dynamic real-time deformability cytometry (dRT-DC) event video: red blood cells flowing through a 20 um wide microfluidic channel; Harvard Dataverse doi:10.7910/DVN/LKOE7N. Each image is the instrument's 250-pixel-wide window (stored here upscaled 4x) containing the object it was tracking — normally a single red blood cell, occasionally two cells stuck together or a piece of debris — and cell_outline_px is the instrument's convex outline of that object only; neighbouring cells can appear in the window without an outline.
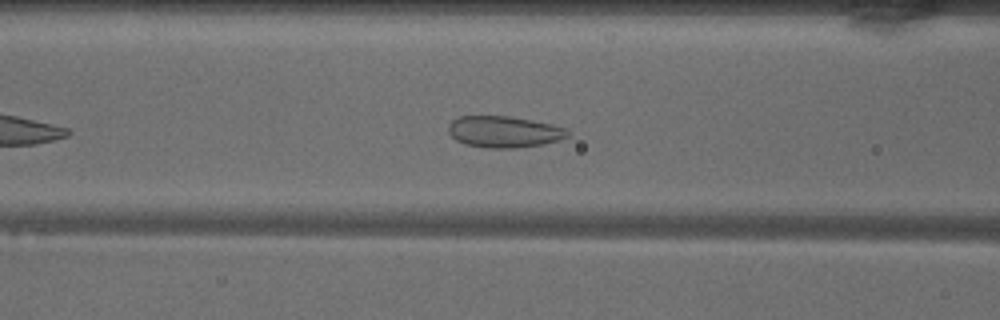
{"species": "common noctule bat (a hibernating species)", "species_latin": "Nyctalus noctula", "temperature_condition": "warm", "stored_images_in_passage": 32, "camera_frame_rate_fps": 3000, "um_per_image_px": 0.085, "animal": {"sex": "male", "body_mass_g": 18.8}, "frame": {"image": 1, "passage_image": 11, "time_ms": 3.333, "image_size_px": [1000, 320], "cell_outline_px": [[568, 136], [560, 140], [544, 144], [516, 148], [488, 148], [464, 144], [456, 140], [448, 132], [448, 124], [452, 120], [460, 116], [508, 116], [548, 124], [564, 128], [568, 132]], "centroid_in_image_um": [42.79, 11.21], "position_along_channel_um": 123.8, "area_um2": 21.68}}
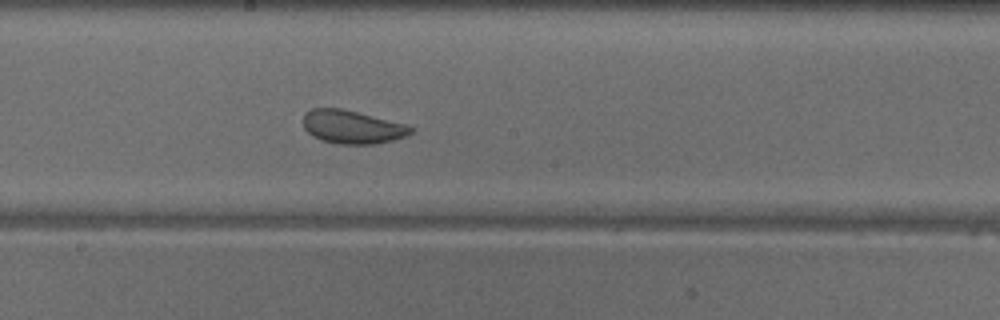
{"frame": {"image": 2, "passage_image": 18, "time_ms": 5.667, "image_size_px": [1000, 320], "cell_outline_px": [[412, 132], [404, 136], [392, 140], [376, 144], [340, 144], [320, 140], [312, 136], [304, 128], [304, 112], [312, 108], [340, 108], [408, 124], [412, 128]], "centroid_in_image_um": [29.91, 10.79], "position_along_channel_um": 218.3, "area_um2": 20.87}}
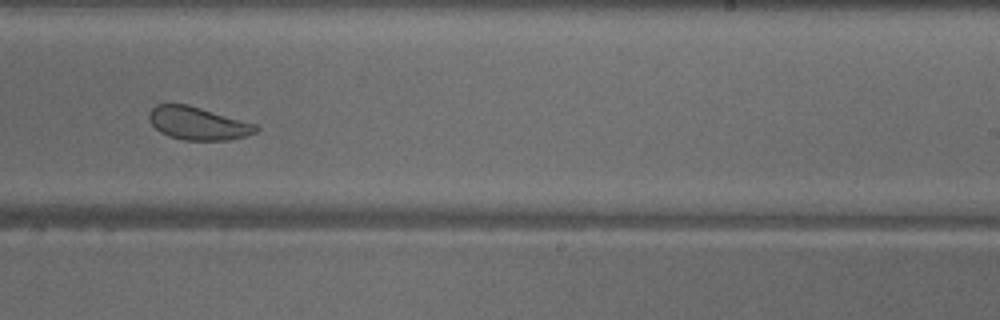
{"frame": {"image": 3, "passage_image": 22, "time_ms": 7.0, "image_size_px": [1000, 320], "cell_outline_px": [[260, 128], [256, 132], [232, 140], [184, 140], [168, 136], [160, 132], [152, 124], [148, 116], [148, 112], [156, 104], [188, 104], [256, 124]], "centroid_in_image_um": [16.82, 10.48], "position_along_channel_um": 272.2, "area_um2": 20.52}, "authors_computed_cell_mechanics": {"area_um2": 21.5594, "velocity_mm_per_s": 4.0554, "shape_relaxation_time_tau1_ms": null, "shape_relaxation_time_tau2_ms": 1.0282, "deformation_change_tau1": null, "deformation_change_tau2": 0.0778}}